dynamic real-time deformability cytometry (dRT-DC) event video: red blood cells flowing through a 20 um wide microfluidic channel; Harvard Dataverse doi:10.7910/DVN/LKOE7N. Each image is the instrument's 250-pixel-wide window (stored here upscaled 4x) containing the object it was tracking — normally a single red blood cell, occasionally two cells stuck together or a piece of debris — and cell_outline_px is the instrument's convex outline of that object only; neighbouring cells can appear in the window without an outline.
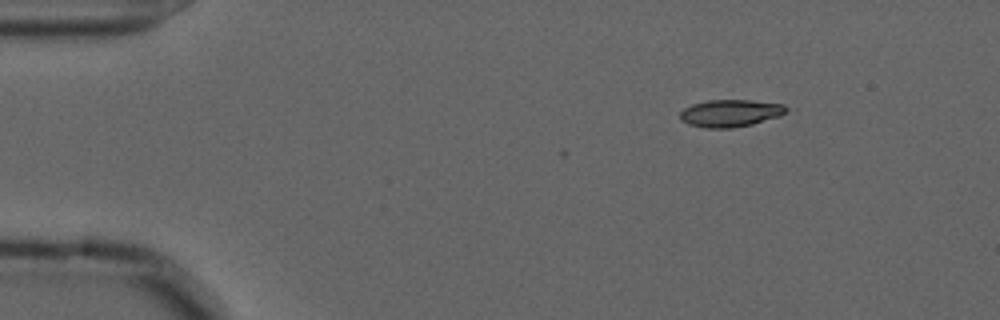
{"species": "common noctule bat (a hibernating species)", "species_latin": "Nyctalus noctula", "temperature_condition": "cold", "stored_images_in_passage": 5, "camera_frame_rate_fps": 3000, "um_per_image_px": 0.085, "animal": {"sex": "male", "forearm_length_mm": 52.5}, "frame": {"image": 1, "passage_image": 1, "time_ms": 0.0, "image_size_px": [1000, 320], "cell_outline_px": [[796, 108], [780, 116], [752, 124], [732, 128], [704, 128], [688, 124], [680, 120], [680, 112], [684, 108], [692, 104], [708, 100], [752, 100], [784, 104]], "centroid_in_image_um": [62.16, 9.61], "position_along_channel_um": 22.8, "area_um2": 17.28}}